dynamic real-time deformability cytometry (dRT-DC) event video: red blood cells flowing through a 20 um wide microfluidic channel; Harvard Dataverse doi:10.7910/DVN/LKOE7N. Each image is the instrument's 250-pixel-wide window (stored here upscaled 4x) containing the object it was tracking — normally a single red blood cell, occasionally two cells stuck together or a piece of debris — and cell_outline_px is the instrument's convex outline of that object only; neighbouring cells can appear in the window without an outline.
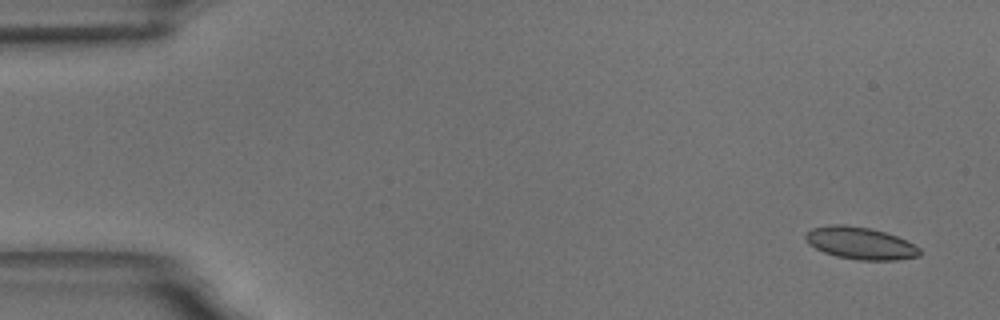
{"species": "common noctule bat (a hibernating species)", "species_latin": "Nyctalus noctula", "temperature_condition": "room temperature", "stored_images_in_passage": 6, "camera_frame_rate_fps": 3000, "um_per_image_px": 0.085, "animal": {"sex": "male", "body_mass_g": 18.8}, "frame": {"image": 1, "passage_image": 1, "time_ms": 0.0, "image_size_px": [1000, 320], "cell_outline_px": [[920, 256], [900, 260], [856, 260], [836, 256], [824, 252], [816, 248], [804, 236], [812, 228], [828, 224], [844, 224], [872, 228], [896, 236], [920, 248]], "centroid_in_image_um": [73.15, 20.67], "position_along_channel_um": 11.9, "area_um2": 21.33}}